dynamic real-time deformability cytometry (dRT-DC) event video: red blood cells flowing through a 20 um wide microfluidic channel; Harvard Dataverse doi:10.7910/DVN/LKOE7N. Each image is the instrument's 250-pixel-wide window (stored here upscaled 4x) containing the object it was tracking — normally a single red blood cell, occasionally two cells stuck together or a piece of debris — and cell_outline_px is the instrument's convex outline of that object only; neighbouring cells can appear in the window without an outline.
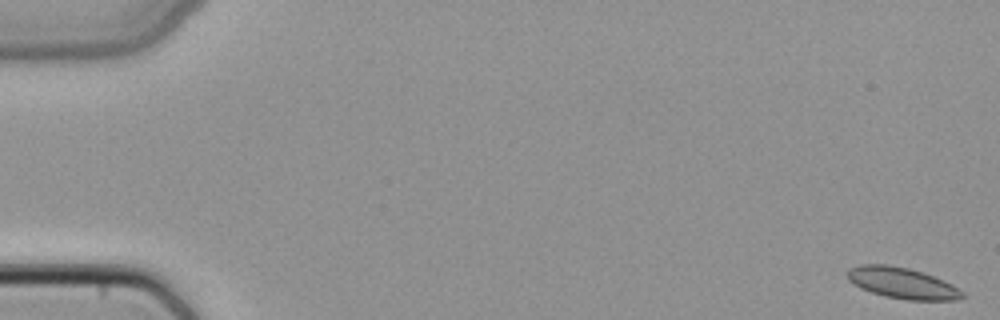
{"species": "common noctule bat (a hibernating species)", "species_latin": "Nyctalus noctula", "temperature_condition": "cold", "stored_images_in_passage": 5, "camera_frame_rate_fps": 3000, "um_per_image_px": 0.085, "animal": {"sex": "female", "body_mass_g": 22.7, "forearm_length_mm": 54.2}, "frame": {"image": 1, "passage_image": 1, "time_ms": 0.0, "image_size_px": [1000, 320], "cell_outline_px": [[964, 296], [956, 300], [908, 300], [884, 296], [860, 288], [848, 280], [848, 268], [860, 264], [888, 264], [908, 268], [932, 276], [952, 284], [964, 292]], "centroid_in_image_um": [76.66, 24.06], "position_along_channel_um": 8.3, "area_um2": 20.69}}
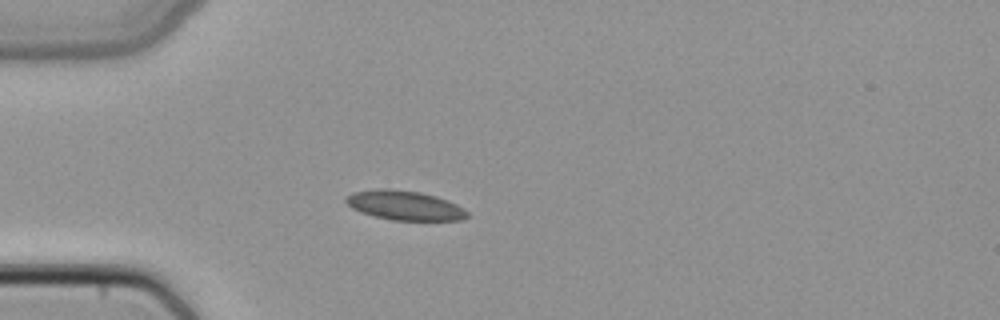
{"frame": {"image": 2, "passage_image": 5, "time_ms": 1.333, "image_size_px": [1000, 320], "cell_outline_px": [[468, 216], [460, 220], [392, 220], [360, 212], [352, 208], [344, 200], [352, 192], [376, 188], [388, 188], [420, 192], [436, 196], [448, 200], [464, 208], [468, 212]], "centroid_in_image_um": [34.39, 17.45], "position_along_channel_um": 50.6, "area_um2": 20.81}}